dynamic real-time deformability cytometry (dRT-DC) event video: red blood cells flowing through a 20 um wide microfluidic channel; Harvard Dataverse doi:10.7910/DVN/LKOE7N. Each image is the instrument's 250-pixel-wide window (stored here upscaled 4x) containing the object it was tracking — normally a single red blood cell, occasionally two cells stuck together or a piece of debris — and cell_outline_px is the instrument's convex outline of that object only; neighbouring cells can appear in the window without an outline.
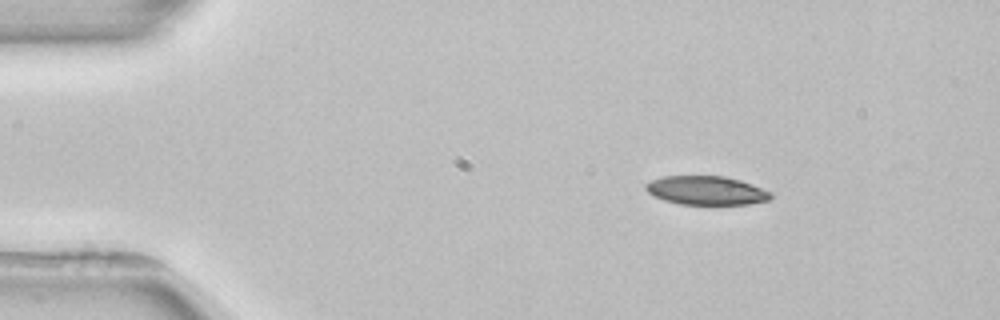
{"species": "common noctule bat (a hibernating species)", "species_latin": "Nyctalus noctula", "temperature_condition": "room temperature", "stored_images_in_passage": 4, "camera_frame_rate_fps": 3000, "um_per_image_px": 0.085, "animal": {"sex": "female", "body_mass_g": 22.7, "forearm_length_mm": 54.2}, "frame": {"image": 1, "passage_image": 1, "time_ms": 0.0, "image_size_px": [1000, 320], "cell_outline_px": [[772, 196], [768, 200], [748, 204], [680, 204], [664, 200], [648, 192], [644, 188], [644, 184], [652, 180], [664, 176], [724, 176], [740, 180], [752, 184], [772, 192]], "centroid_in_image_um": [60.04, 16.18], "position_along_channel_um": 25.0, "area_um2": 20.87}}
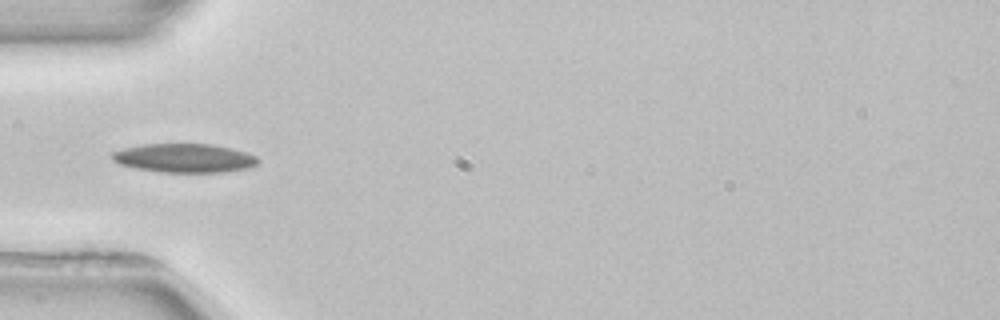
{"frame": {"image": 2, "passage_image": 3, "time_ms": 3.0, "image_size_px": [1000, 320], "cell_outline_px": [[260, 160], [256, 164], [248, 168], [224, 172], [160, 172], [136, 168], [120, 164], [112, 160], [112, 152], [124, 148], [144, 144], [212, 144], [232, 148], [256, 156]], "centroid_in_image_um": [15.68, 13.43], "position_along_channel_um": 69.3, "area_um2": 24.45}}